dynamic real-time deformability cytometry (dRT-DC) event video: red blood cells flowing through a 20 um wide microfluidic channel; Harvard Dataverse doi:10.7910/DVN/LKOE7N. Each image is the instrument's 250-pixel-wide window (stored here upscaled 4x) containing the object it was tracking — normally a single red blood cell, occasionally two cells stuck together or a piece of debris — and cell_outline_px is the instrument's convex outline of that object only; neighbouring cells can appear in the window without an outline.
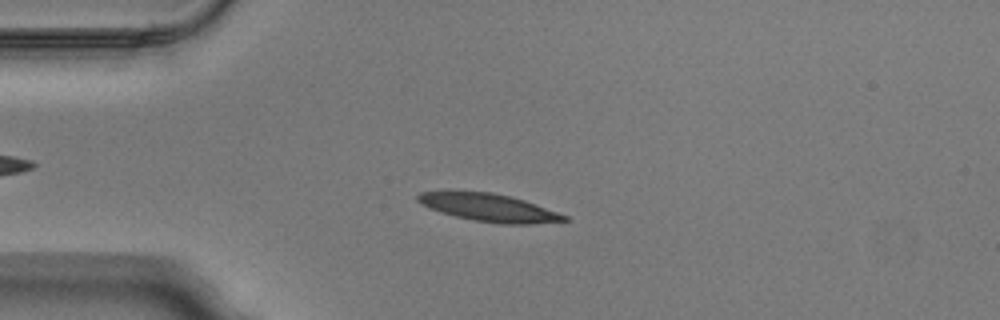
{"species": "Egyptian fruit bat (a non-hibernating species)", "species_latin": "Rousettus aegyptiacus", "temperature_condition": "warm", "stored_images_in_passage": 50, "camera_frame_rate_fps": 3000, "um_per_image_px": 0.085, "animal": {"sex": "male"}, "frame": {"image": 1, "passage_image": 12, "time_ms": 3.667, "image_size_px": [1000, 320], "cell_outline_px": [[568, 220], [516, 224], [476, 220], [444, 212], [432, 208], [424, 204], [416, 196], [424, 192], [488, 192], [508, 196], [568, 216]], "centroid_in_image_um": [41.58, 17.64], "position_along_channel_um": 43.4, "area_um2": 21.85}}
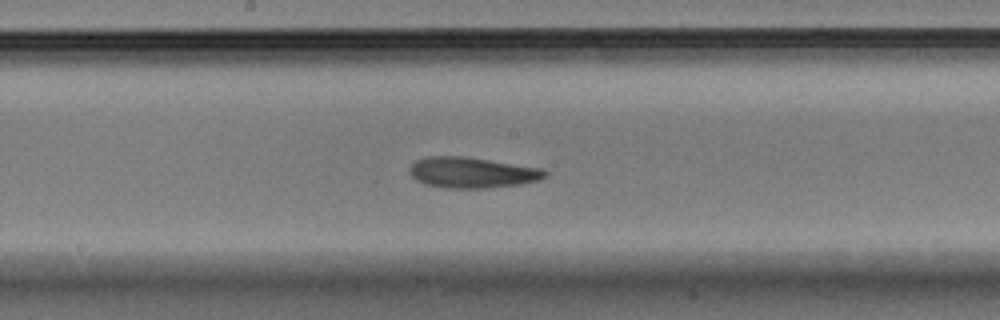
{"frame": {"image": 2, "passage_image": 26, "time_ms": 8.333, "image_size_px": [1000, 320], "cell_outline_px": [[548, 172], [544, 176], [536, 180], [516, 184], [476, 188], [460, 188], [428, 184], [412, 176], [412, 164], [420, 160], [432, 156], [460, 156], [536, 168]], "centroid_in_image_um": [40.11, 14.66], "position_along_channel_um": 208.1, "area_um2": 22.6}}
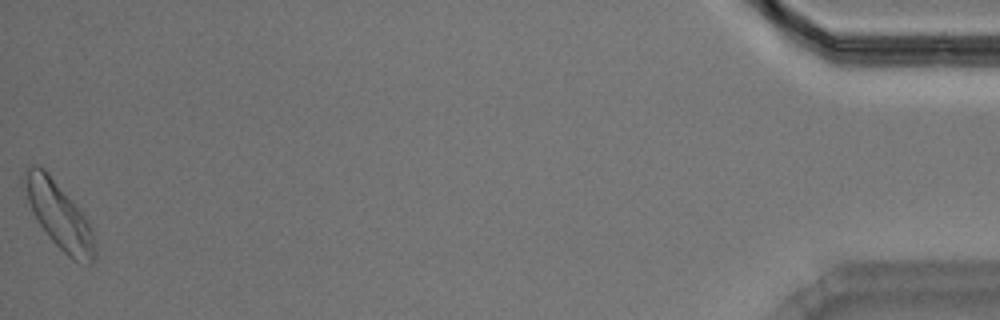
{"frame": {"image": 3, "passage_image": 50, "time_ms": 16.333, "image_size_px": [1000, 320], "cell_outline_px": [[92, 260], [72, 260], [52, 240], [40, 224], [32, 208], [28, 196], [28, 172], [32, 168], [40, 168], [52, 180], [80, 212], [88, 224], [92, 248]], "centroid_in_image_um": [5.02, 18.4], "position_along_channel_um": 430.2, "area_um2": 23.35}, "authors_computed_cell_mechanics": {"area_um2": 21.5016, "velocity_mm_per_s": 3.9781, "shape_relaxation_time_tau1_ms": 4.1816, "shape_relaxation_time_tau2_ms": 2.3028, "deformation_change_tau1": 0.1518, "deformation_change_tau2": 0.0979}}